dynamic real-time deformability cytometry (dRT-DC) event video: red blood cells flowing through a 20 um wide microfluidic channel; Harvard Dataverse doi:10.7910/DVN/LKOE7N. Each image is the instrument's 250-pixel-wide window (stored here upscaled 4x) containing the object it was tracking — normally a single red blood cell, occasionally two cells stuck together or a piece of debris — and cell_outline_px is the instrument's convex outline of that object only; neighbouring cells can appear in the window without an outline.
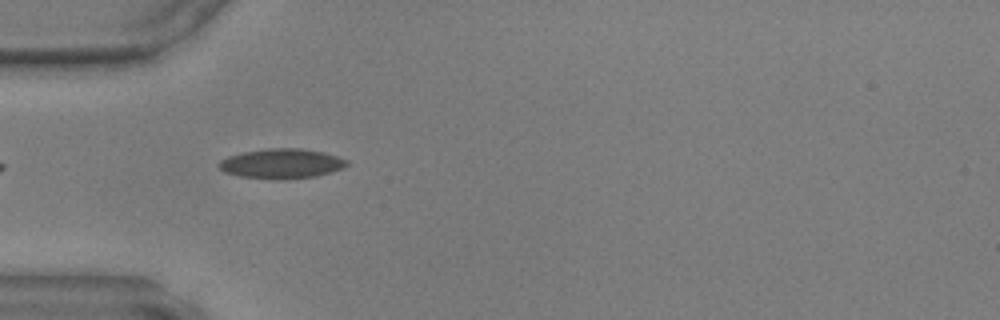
{"species": "common noctule bat (a hibernating species)", "species_latin": "Nyctalus noctula", "temperature_condition": "warm", "stored_images_in_passage": 34, "camera_frame_rate_fps": 3000, "um_per_image_px": 0.085, "animal": {"sex": "male", "body_mass_g": 17.9, "forearm_length_mm": 54.2}, "frame": {"image": 1, "passage_image": 1, "time_ms": 0.0, "image_size_px": [1000, 320], "cell_outline_px": [[348, 164], [344, 168], [332, 172], [316, 176], [288, 180], [272, 180], [240, 176], [224, 172], [216, 164], [220, 160], [228, 156], [244, 152], [268, 148], [300, 148], [324, 152], [348, 160]], "centroid_in_image_um": [23.94, 13.92], "position_along_channel_um": 61.1, "area_um2": 22.54}}
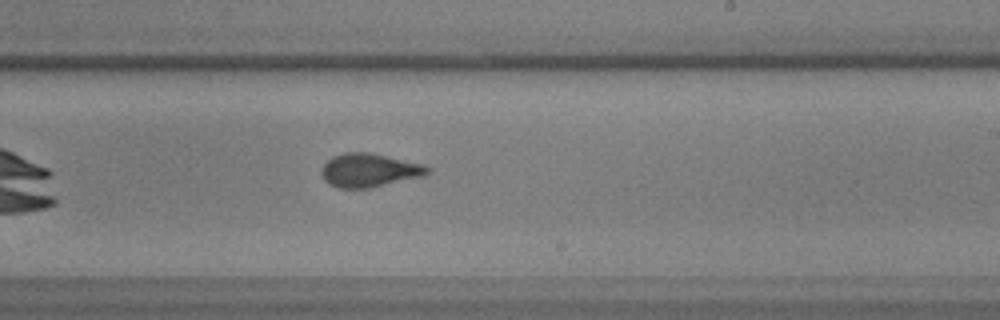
{"frame": {"image": 2, "passage_image": 15, "time_ms": 4.667, "image_size_px": [1000, 320], "cell_outline_px": [[432, 172], [424, 176], [368, 188], [336, 188], [328, 184], [324, 180], [320, 172], [320, 168], [332, 156], [344, 152], [368, 152], [424, 164], [432, 168]], "centroid_in_image_um": [31.38, 14.47], "position_along_channel_um": 257.6, "area_um2": 20.98}}
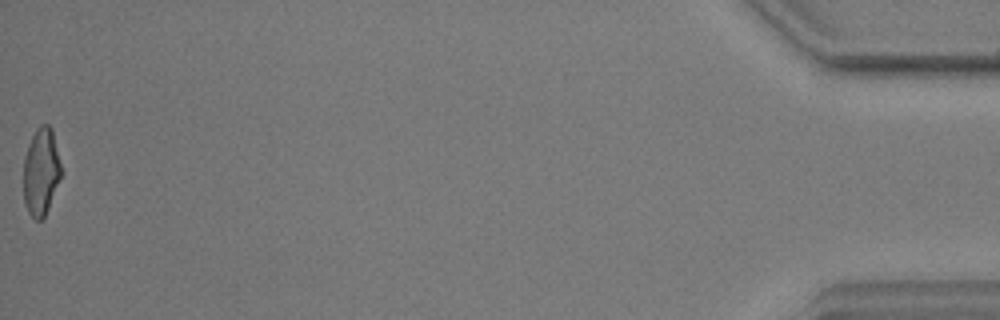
{"frame": {"image": 3, "passage_image": 34, "time_ms": 11.0, "image_size_px": [1000, 320], "cell_outline_px": [[64, 172], [48, 208], [44, 216], [40, 220], [36, 220], [28, 212], [24, 204], [24, 156], [28, 144], [36, 128], [40, 124], [48, 124], [52, 128]], "centroid_in_image_um": [3.52, 14.56], "position_along_channel_um": 431.7, "area_um2": 19.59}}